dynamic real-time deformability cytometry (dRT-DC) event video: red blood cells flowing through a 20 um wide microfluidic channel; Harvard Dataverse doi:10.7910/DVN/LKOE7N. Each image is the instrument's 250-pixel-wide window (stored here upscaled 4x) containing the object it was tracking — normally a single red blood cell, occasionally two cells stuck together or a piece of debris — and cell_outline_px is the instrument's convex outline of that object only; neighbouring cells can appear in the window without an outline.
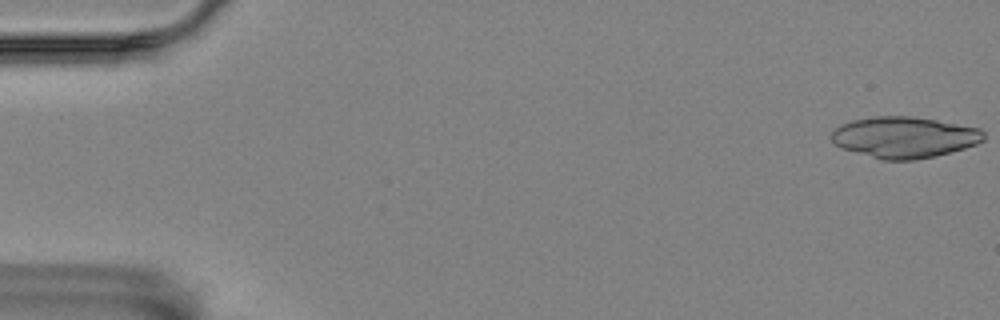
{"species": "Egyptian fruit bat (a non-hibernating species)", "species_latin": "Rousettus aegyptiacus", "temperature_condition": "room temperature", "stored_images_in_passage": 56, "camera_frame_rate_fps": 3000, "um_per_image_px": 0.085, "animal": {"sex": "female"}, "frame": {"image": 1, "passage_image": 1, "time_ms": 0.0, "image_size_px": [1000, 320], "cell_outline_px": [[984, 140], [976, 144], [952, 152], [936, 156], [916, 160], [880, 160], [840, 148], [832, 140], [832, 132], [840, 124], [852, 120], [876, 116], [908, 116], [936, 120], [980, 128], [984, 132]], "centroid_in_image_um": [76.86, 11.68], "position_along_channel_um": 8.1, "area_um2": 36.65}}
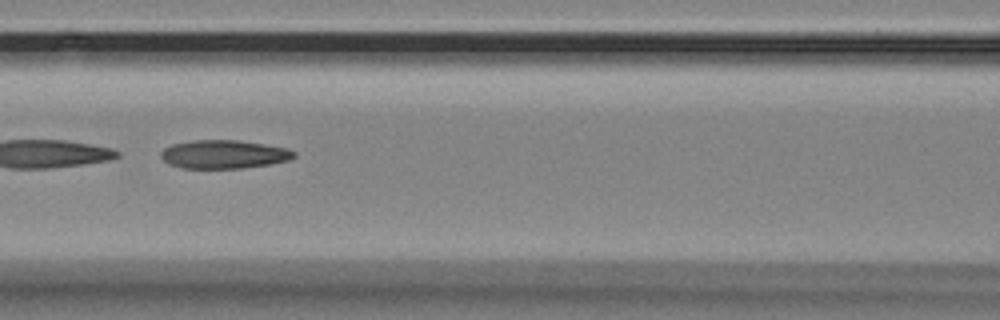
{"frame": {"image": 2, "passage_image": 25, "time_ms": 8.0, "image_size_px": [1000, 320], "cell_outline_px": [[296, 156], [288, 160], [268, 164], [244, 168], [184, 168], [168, 164], [160, 156], [160, 152], [164, 148], [172, 144], [192, 140], [236, 140], [264, 144], [288, 148], [296, 152]], "centroid_in_image_um": [19.01, 13.11], "position_along_channel_um": 147.6, "area_um2": 22.08}}
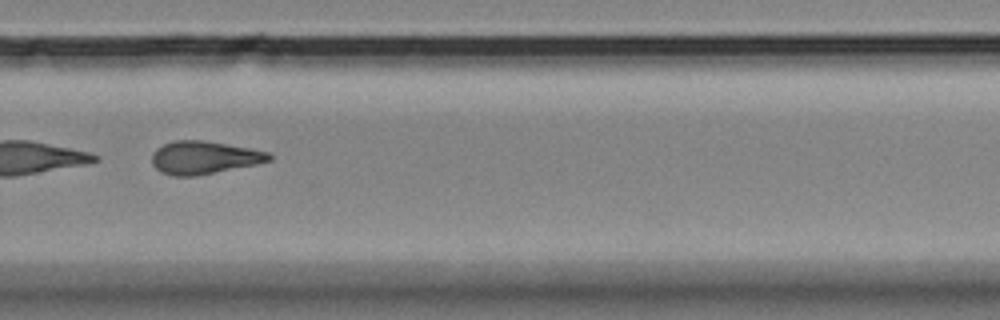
{"frame": {"image": 3, "passage_image": 39, "time_ms": 12.667, "image_size_px": [1000, 320], "cell_outline_px": [[272, 160], [256, 164], [196, 176], [172, 176], [160, 172], [152, 164], [152, 152], [156, 148], [172, 140], [204, 140], [248, 148], [268, 152], [272, 156]], "centroid_in_image_um": [17.3, 13.39], "position_along_channel_um": 312.5, "area_um2": 22.48}}